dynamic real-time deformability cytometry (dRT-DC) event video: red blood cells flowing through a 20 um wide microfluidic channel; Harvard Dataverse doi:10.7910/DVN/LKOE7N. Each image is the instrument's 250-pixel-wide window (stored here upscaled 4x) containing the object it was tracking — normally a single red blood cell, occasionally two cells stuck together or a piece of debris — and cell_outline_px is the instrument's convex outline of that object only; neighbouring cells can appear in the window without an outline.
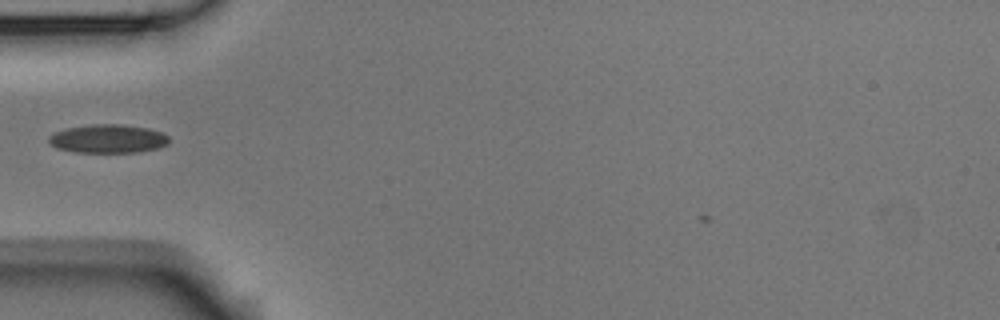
{"species": "Egyptian fruit bat (a non-hibernating species)", "species_latin": "Rousettus aegyptiacus", "temperature_condition": "room temperature", "stored_images_in_passage": 2, "camera_frame_rate_fps": 3000, "um_per_image_px": 0.085, "animal": {"sex": "male"}, "frame": {"image": 1, "passage_image": 2, "time_ms": 0.333, "image_size_px": [1000, 320], "cell_outline_px": [[168, 144], [156, 148], [136, 152], [76, 152], [56, 148], [48, 144], [48, 136], [56, 132], [68, 128], [92, 124], [124, 124], [148, 128], [160, 132], [168, 136]], "centroid_in_image_um": [9.15, 11.79], "position_along_channel_um": 75.9, "area_um2": 19.94}}